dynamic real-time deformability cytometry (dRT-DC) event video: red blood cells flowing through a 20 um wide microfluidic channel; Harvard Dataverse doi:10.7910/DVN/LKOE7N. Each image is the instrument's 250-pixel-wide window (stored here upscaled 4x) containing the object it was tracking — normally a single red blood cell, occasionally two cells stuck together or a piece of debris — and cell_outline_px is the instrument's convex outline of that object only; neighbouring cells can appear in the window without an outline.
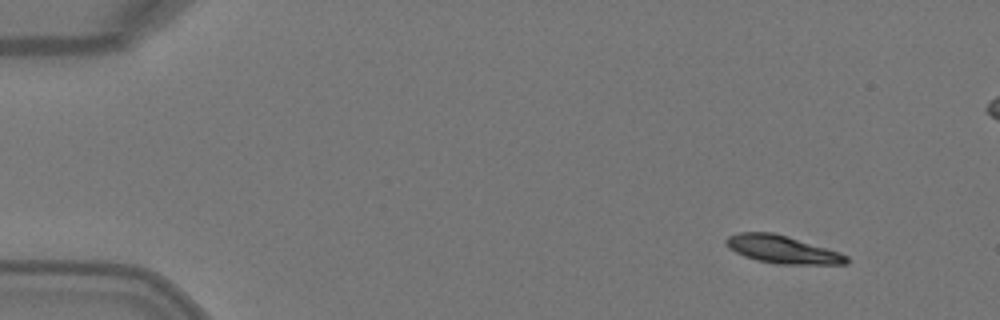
{"species": "Egyptian fruit bat (a non-hibernating species)", "species_latin": "Rousettus aegyptiacus", "temperature_condition": "warm", "stored_images_in_passage": 4, "camera_frame_rate_fps": 3000, "um_per_image_px": 0.085, "animal": {"sex": "female"}, "frame": {"image": 1, "passage_image": 1, "time_ms": 0.0, "image_size_px": [1000, 320], "cell_outline_px": [[848, 264], [780, 264], [756, 260], [744, 256], [728, 248], [724, 240], [728, 236], [740, 232], [772, 232], [840, 252], [848, 256]], "centroid_in_image_um": [66.48, 21.2], "position_along_channel_um": 18.5, "area_um2": 19.31}}